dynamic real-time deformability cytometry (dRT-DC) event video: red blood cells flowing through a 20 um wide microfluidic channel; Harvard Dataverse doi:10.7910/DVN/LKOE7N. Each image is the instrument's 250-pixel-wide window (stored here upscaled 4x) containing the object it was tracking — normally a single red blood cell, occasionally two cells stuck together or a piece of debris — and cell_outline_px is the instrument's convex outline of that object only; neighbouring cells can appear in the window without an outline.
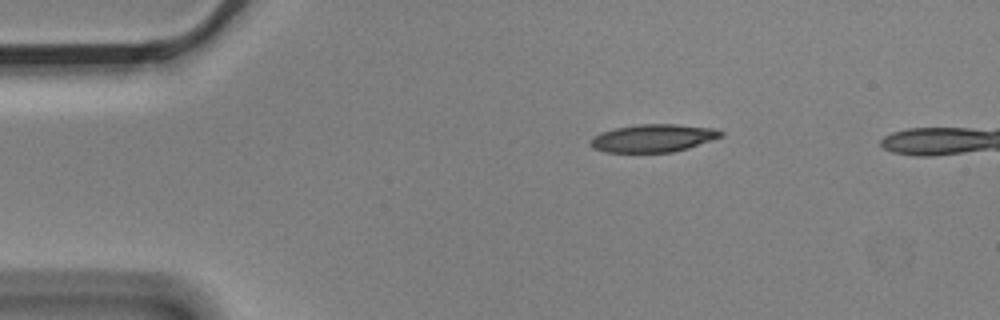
{"species": "Egyptian fruit bat (a non-hibernating species)", "species_latin": "Rousettus aegyptiacus", "temperature_condition": "cold", "stored_images_in_passage": 3, "camera_frame_rate_fps": 3000, "um_per_image_px": 0.085, "animal": {"sex": "male"}, "frame": {"image": 1, "passage_image": 1, "time_ms": 0.0, "image_size_px": [1000, 320], "cell_outline_px": [[724, 136], [688, 148], [672, 152], [604, 152], [592, 148], [588, 144], [588, 140], [592, 136], [600, 132], [616, 128], [636, 124], [676, 124], [716, 128], [724, 132]], "centroid_in_image_um": [55.49, 11.74], "position_along_channel_um": 29.5, "area_um2": 21.44}}
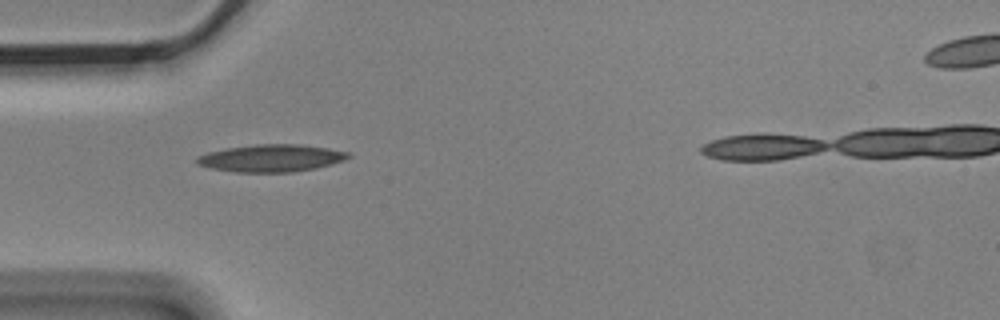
{"frame": {"image": 2, "passage_image": 3, "time_ms": 0.667, "image_size_px": [1000, 320], "cell_outline_px": [[352, 156], [344, 160], [332, 164], [316, 168], [292, 172], [236, 172], [212, 168], [196, 164], [196, 156], [208, 152], [224, 148], [256, 144], [300, 144], [328, 148], [348, 152]], "centroid_in_image_um": [23.05, 13.43], "position_along_channel_um": 62.0, "area_um2": 24.22}}